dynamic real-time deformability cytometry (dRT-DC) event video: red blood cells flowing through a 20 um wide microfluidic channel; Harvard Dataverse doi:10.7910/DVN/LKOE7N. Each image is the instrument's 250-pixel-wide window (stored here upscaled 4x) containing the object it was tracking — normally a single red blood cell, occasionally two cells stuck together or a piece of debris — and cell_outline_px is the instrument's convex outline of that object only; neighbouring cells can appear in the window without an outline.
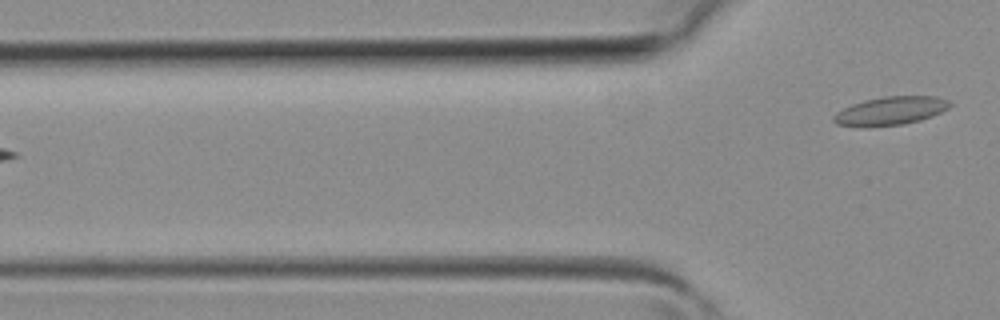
{"species": "common noctule bat (a hibernating species)", "species_latin": "Nyctalus noctula", "temperature_condition": "room temperature", "stored_images_in_passage": 2, "camera_frame_rate_fps": 3000, "um_per_image_px": 0.085, "animal": {"sex": "female", "body_mass_g": 19.3, "forearm_length_mm": 54.1}, "frame": {"image": 1, "passage_image": 2, "time_ms": 0.333, "image_size_px": [1000, 320], "cell_outline_px": [[952, 104], [948, 108], [932, 116], [920, 120], [900, 124], [836, 124], [832, 120], [832, 116], [836, 112], [852, 104], [864, 100], [884, 96], [936, 96], [948, 100]], "centroid_in_image_um": [75.75, 9.37], "position_along_channel_um": 50.1, "area_um2": 18.44}}